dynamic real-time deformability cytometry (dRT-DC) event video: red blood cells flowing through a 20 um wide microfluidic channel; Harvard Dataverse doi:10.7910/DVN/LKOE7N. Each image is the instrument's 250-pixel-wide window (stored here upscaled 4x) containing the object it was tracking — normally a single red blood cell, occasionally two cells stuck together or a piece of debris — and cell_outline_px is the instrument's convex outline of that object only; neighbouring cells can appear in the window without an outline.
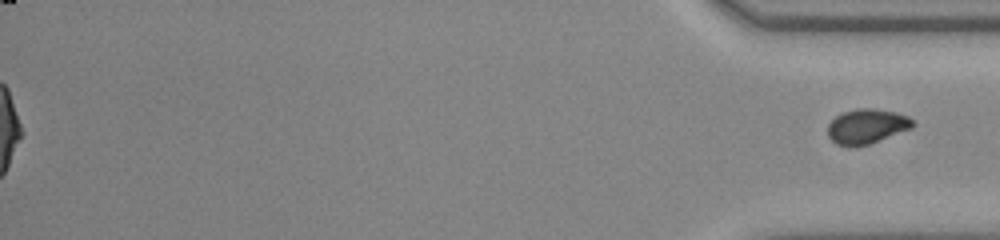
{"species": "common noctule bat (a hibernating species)", "species_latin": "Nyctalus noctula", "temperature_condition": "room temperature", "stored_images_in_passage": 57, "segment_of_instrument_passage": [2, 2], "camera_frame_rate_fps": 3000, "um_per_image_px": 0.085, "animal": {"sex": "male", "body_mass_g": 20.0, "forearm_length_mm": 53.3}, "frame": {"image": 1, "passage_image": 57, "time_ms": 18.667, "image_size_px": [1000, 240], "cell_outline_px": [[916, 124], [912, 128], [868, 144], [836, 144], [828, 136], [828, 124], [836, 116], [844, 112], [856, 108], [872, 108], [896, 112], [908, 116]], "centroid_in_image_um": [73.7, 10.7], "position_along_channel_um": 361.5, "area_um2": 16.82}}